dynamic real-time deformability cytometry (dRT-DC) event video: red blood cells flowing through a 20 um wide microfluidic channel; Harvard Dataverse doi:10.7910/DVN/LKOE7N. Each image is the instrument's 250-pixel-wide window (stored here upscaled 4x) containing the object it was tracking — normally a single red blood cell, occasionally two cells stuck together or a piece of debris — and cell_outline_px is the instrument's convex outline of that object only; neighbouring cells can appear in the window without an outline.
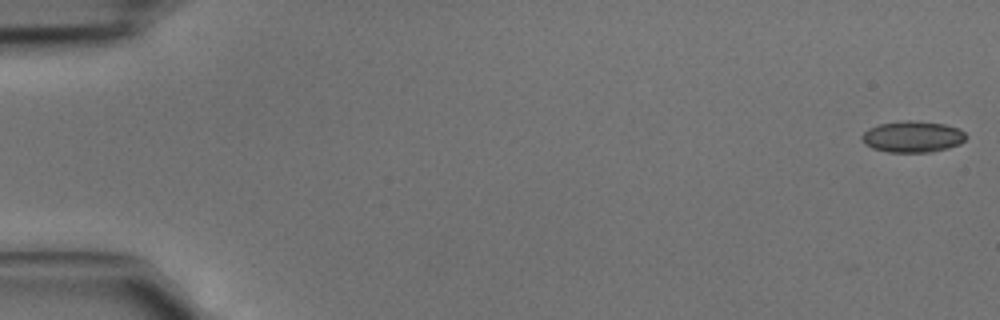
{"species": "common noctule bat (a hibernating species)", "species_latin": "Nyctalus noctula", "temperature_condition": "cold", "stored_images_in_passage": 43, "camera_frame_rate_fps": 3000, "um_per_image_px": 0.085, "animal": {"sex": "male", "body_mass_g": 15.6}, "frame": {"image": 1, "passage_image": 1, "time_ms": 0.0, "image_size_px": [1000, 320], "cell_outline_px": [[968, 136], [960, 144], [948, 148], [932, 152], [888, 152], [872, 148], [864, 144], [860, 136], [868, 128], [880, 124], [904, 120], [908, 120], [944, 124], [960, 128]], "centroid_in_image_um": [77.57, 11.62], "position_along_channel_um": 7.4, "area_um2": 19.13}}
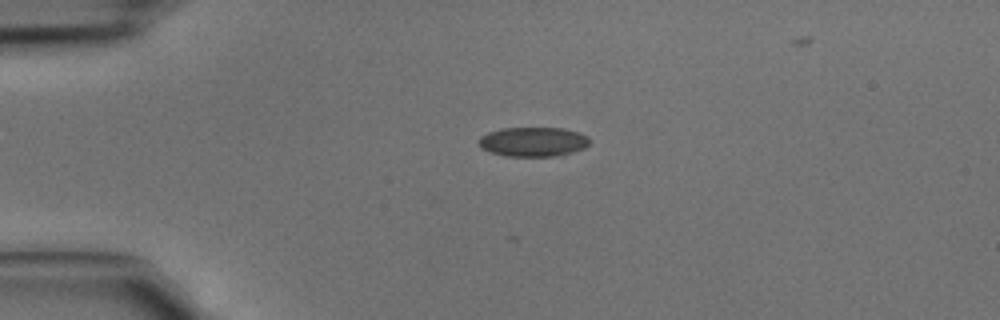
{"frame": {"image": 2, "passage_image": 11, "time_ms": 3.333, "image_size_px": [1000, 320], "cell_outline_px": [[588, 144], [584, 148], [560, 156], [504, 156], [492, 152], [484, 148], [480, 144], [480, 136], [488, 132], [500, 128], [564, 128], [580, 132], [588, 136]], "centroid_in_image_um": [45.35, 12.04], "position_along_channel_um": 39.6, "area_um2": 18.96}}
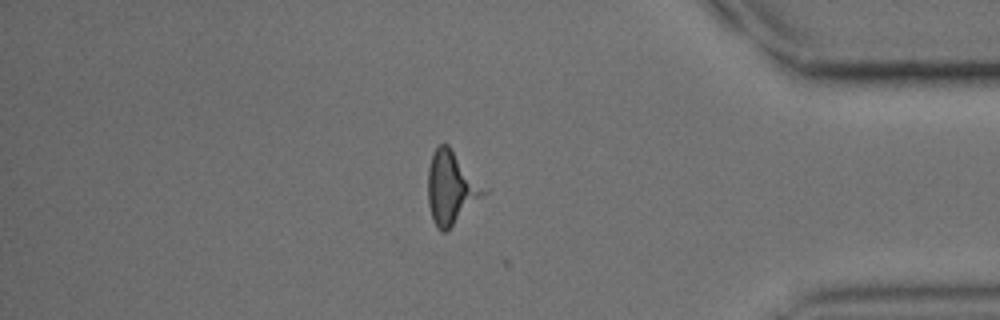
{"frame": {"image": 3, "passage_image": 39, "time_ms": 12.667, "image_size_px": [1000, 320], "cell_outline_px": [[488, 188], [444, 232], [440, 232], [432, 216], [428, 204], [428, 168], [432, 152], [440, 144], [448, 144]], "centroid_in_image_um": [38.32, 15.86], "position_along_channel_um": 396.9, "area_um2": 23.0}}